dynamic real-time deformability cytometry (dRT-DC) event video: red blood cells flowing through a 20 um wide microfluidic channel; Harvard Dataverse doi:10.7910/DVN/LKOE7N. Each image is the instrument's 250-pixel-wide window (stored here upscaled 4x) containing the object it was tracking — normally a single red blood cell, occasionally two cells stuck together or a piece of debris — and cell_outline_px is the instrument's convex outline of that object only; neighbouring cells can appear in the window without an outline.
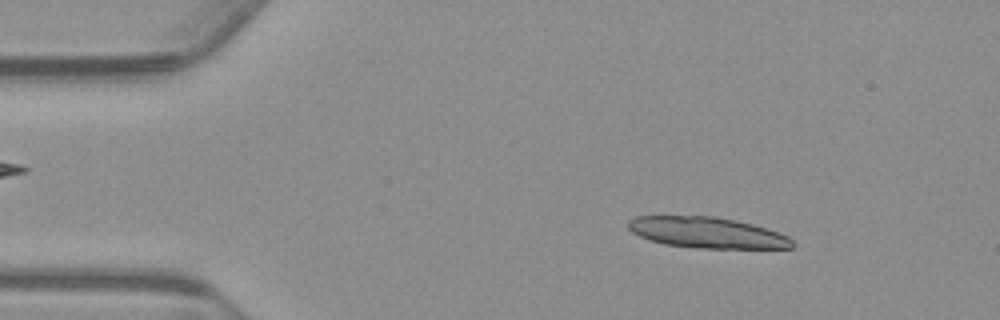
{"species": "common noctule bat (a hibernating species)", "species_latin": "Nyctalus noctula", "temperature_condition": "warm", "stored_images_in_passage": 54, "camera_frame_rate_fps": 3000, "um_per_image_px": 0.085, "animal": {"sex": "male", "body_mass_g": 23.1, "forearm_length_mm": 52.7}, "frame": {"image": 1, "passage_image": 7, "time_ms": 2.0, "image_size_px": [1000, 320], "cell_outline_px": [[796, 244], [792, 248], [696, 248], [664, 244], [648, 240], [632, 232], [628, 228], [628, 220], [636, 216], [716, 216], [736, 220], [752, 224], [788, 236]], "centroid_in_image_um": [60.08, 19.77], "position_along_channel_um": 24.9, "area_um2": 29.59}}
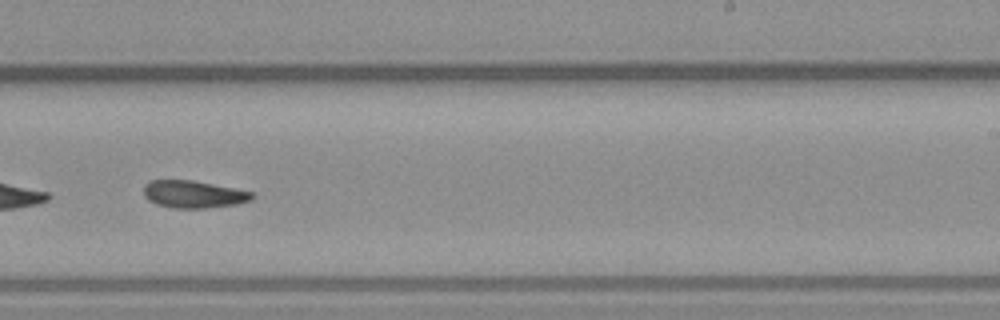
{"frame": {"image": 2, "passage_image": 33, "time_ms": 10.667, "image_size_px": [1000, 320], "cell_outline_px": [[256, 196], [252, 200], [236, 204], [204, 208], [172, 208], [156, 204], [148, 200], [144, 196], [144, 184], [148, 180], [192, 180], [236, 188], [252, 192]], "centroid_in_image_um": [16.44, 16.5], "position_along_channel_um": 272.6, "area_um2": 17.46}}
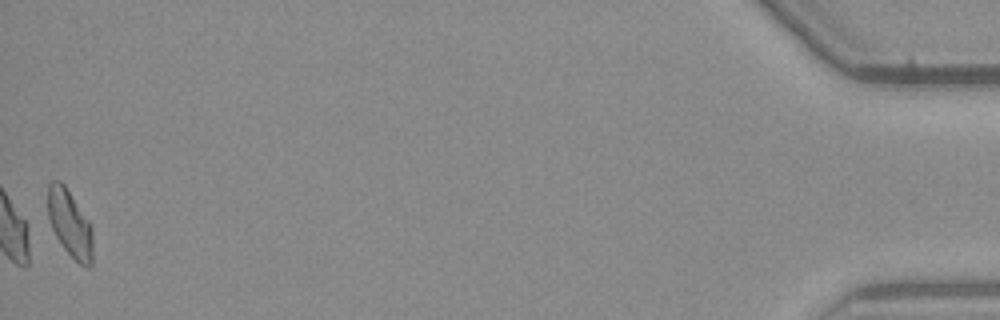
{"frame": {"image": 3, "passage_image": 54, "time_ms": 17.667, "image_size_px": [1000, 320], "cell_outline_px": [[92, 264], [88, 268], [80, 264], [60, 244], [48, 220], [48, 184], [52, 180], [60, 180], [64, 184], [92, 224]], "centroid_in_image_um": [5.94, 18.98], "position_along_channel_um": 429.3, "area_um2": 17.69}}